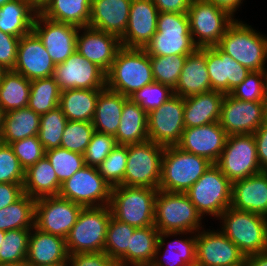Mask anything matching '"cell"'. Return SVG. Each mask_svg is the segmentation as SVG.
I'll return each mask as SVG.
<instances>
[{
    "label": "cell",
    "mask_w": 267,
    "mask_h": 266,
    "mask_svg": "<svg viewBox=\"0 0 267 266\" xmlns=\"http://www.w3.org/2000/svg\"><path fill=\"white\" fill-rule=\"evenodd\" d=\"M27 266H67V264H53V265H30V264H27Z\"/></svg>",
    "instance_id": "cell-67"
},
{
    "label": "cell",
    "mask_w": 267,
    "mask_h": 266,
    "mask_svg": "<svg viewBox=\"0 0 267 266\" xmlns=\"http://www.w3.org/2000/svg\"><path fill=\"white\" fill-rule=\"evenodd\" d=\"M210 90L211 83L206 65V47H202L187 55L173 91L174 95L187 98Z\"/></svg>",
    "instance_id": "cell-28"
},
{
    "label": "cell",
    "mask_w": 267,
    "mask_h": 266,
    "mask_svg": "<svg viewBox=\"0 0 267 266\" xmlns=\"http://www.w3.org/2000/svg\"><path fill=\"white\" fill-rule=\"evenodd\" d=\"M61 90L53 76L31 81L28 107L43 115L59 107Z\"/></svg>",
    "instance_id": "cell-41"
},
{
    "label": "cell",
    "mask_w": 267,
    "mask_h": 266,
    "mask_svg": "<svg viewBox=\"0 0 267 266\" xmlns=\"http://www.w3.org/2000/svg\"><path fill=\"white\" fill-rule=\"evenodd\" d=\"M253 135L261 170L267 172V126L262 124Z\"/></svg>",
    "instance_id": "cell-57"
},
{
    "label": "cell",
    "mask_w": 267,
    "mask_h": 266,
    "mask_svg": "<svg viewBox=\"0 0 267 266\" xmlns=\"http://www.w3.org/2000/svg\"><path fill=\"white\" fill-rule=\"evenodd\" d=\"M129 98L104 88L98 96L92 121L95 131L115 136L121 121L124 103Z\"/></svg>",
    "instance_id": "cell-30"
},
{
    "label": "cell",
    "mask_w": 267,
    "mask_h": 266,
    "mask_svg": "<svg viewBox=\"0 0 267 266\" xmlns=\"http://www.w3.org/2000/svg\"><path fill=\"white\" fill-rule=\"evenodd\" d=\"M264 125L267 126V102H264Z\"/></svg>",
    "instance_id": "cell-65"
},
{
    "label": "cell",
    "mask_w": 267,
    "mask_h": 266,
    "mask_svg": "<svg viewBox=\"0 0 267 266\" xmlns=\"http://www.w3.org/2000/svg\"><path fill=\"white\" fill-rule=\"evenodd\" d=\"M184 129V98L180 96L174 95L148 113V137L156 144L176 146Z\"/></svg>",
    "instance_id": "cell-15"
},
{
    "label": "cell",
    "mask_w": 267,
    "mask_h": 266,
    "mask_svg": "<svg viewBox=\"0 0 267 266\" xmlns=\"http://www.w3.org/2000/svg\"><path fill=\"white\" fill-rule=\"evenodd\" d=\"M206 65L211 90L229 94L251 72L218 46L206 47Z\"/></svg>",
    "instance_id": "cell-23"
},
{
    "label": "cell",
    "mask_w": 267,
    "mask_h": 266,
    "mask_svg": "<svg viewBox=\"0 0 267 266\" xmlns=\"http://www.w3.org/2000/svg\"><path fill=\"white\" fill-rule=\"evenodd\" d=\"M31 81L13 70L3 73L0 83V108L4 113L28 106Z\"/></svg>",
    "instance_id": "cell-39"
},
{
    "label": "cell",
    "mask_w": 267,
    "mask_h": 266,
    "mask_svg": "<svg viewBox=\"0 0 267 266\" xmlns=\"http://www.w3.org/2000/svg\"><path fill=\"white\" fill-rule=\"evenodd\" d=\"M229 266H250V264H249L247 257H245L242 261L229 265Z\"/></svg>",
    "instance_id": "cell-63"
},
{
    "label": "cell",
    "mask_w": 267,
    "mask_h": 266,
    "mask_svg": "<svg viewBox=\"0 0 267 266\" xmlns=\"http://www.w3.org/2000/svg\"><path fill=\"white\" fill-rule=\"evenodd\" d=\"M90 10L91 0H48L39 13L55 22L87 27Z\"/></svg>",
    "instance_id": "cell-36"
},
{
    "label": "cell",
    "mask_w": 267,
    "mask_h": 266,
    "mask_svg": "<svg viewBox=\"0 0 267 266\" xmlns=\"http://www.w3.org/2000/svg\"><path fill=\"white\" fill-rule=\"evenodd\" d=\"M266 71H251L229 94L237 100L264 102Z\"/></svg>",
    "instance_id": "cell-50"
},
{
    "label": "cell",
    "mask_w": 267,
    "mask_h": 266,
    "mask_svg": "<svg viewBox=\"0 0 267 266\" xmlns=\"http://www.w3.org/2000/svg\"><path fill=\"white\" fill-rule=\"evenodd\" d=\"M216 165L232 183L262 172L254 135L228 136Z\"/></svg>",
    "instance_id": "cell-12"
},
{
    "label": "cell",
    "mask_w": 267,
    "mask_h": 266,
    "mask_svg": "<svg viewBox=\"0 0 267 266\" xmlns=\"http://www.w3.org/2000/svg\"><path fill=\"white\" fill-rule=\"evenodd\" d=\"M10 146L24 170L45 156V150L38 136L15 141Z\"/></svg>",
    "instance_id": "cell-53"
},
{
    "label": "cell",
    "mask_w": 267,
    "mask_h": 266,
    "mask_svg": "<svg viewBox=\"0 0 267 266\" xmlns=\"http://www.w3.org/2000/svg\"><path fill=\"white\" fill-rule=\"evenodd\" d=\"M212 165L206 158L166 146L162 155L159 190L186 193Z\"/></svg>",
    "instance_id": "cell-4"
},
{
    "label": "cell",
    "mask_w": 267,
    "mask_h": 266,
    "mask_svg": "<svg viewBox=\"0 0 267 266\" xmlns=\"http://www.w3.org/2000/svg\"><path fill=\"white\" fill-rule=\"evenodd\" d=\"M25 170L12 147L0 142V183H24Z\"/></svg>",
    "instance_id": "cell-52"
},
{
    "label": "cell",
    "mask_w": 267,
    "mask_h": 266,
    "mask_svg": "<svg viewBox=\"0 0 267 266\" xmlns=\"http://www.w3.org/2000/svg\"><path fill=\"white\" fill-rule=\"evenodd\" d=\"M159 11L152 0H132L121 45L144 48L157 31Z\"/></svg>",
    "instance_id": "cell-22"
},
{
    "label": "cell",
    "mask_w": 267,
    "mask_h": 266,
    "mask_svg": "<svg viewBox=\"0 0 267 266\" xmlns=\"http://www.w3.org/2000/svg\"><path fill=\"white\" fill-rule=\"evenodd\" d=\"M159 12L187 13L191 0H152Z\"/></svg>",
    "instance_id": "cell-58"
},
{
    "label": "cell",
    "mask_w": 267,
    "mask_h": 266,
    "mask_svg": "<svg viewBox=\"0 0 267 266\" xmlns=\"http://www.w3.org/2000/svg\"><path fill=\"white\" fill-rule=\"evenodd\" d=\"M67 122L59 107L40 116L38 138L45 151L60 147Z\"/></svg>",
    "instance_id": "cell-43"
},
{
    "label": "cell",
    "mask_w": 267,
    "mask_h": 266,
    "mask_svg": "<svg viewBox=\"0 0 267 266\" xmlns=\"http://www.w3.org/2000/svg\"><path fill=\"white\" fill-rule=\"evenodd\" d=\"M187 14L192 39L198 48L217 46L235 21L228 11L207 0H191Z\"/></svg>",
    "instance_id": "cell-11"
},
{
    "label": "cell",
    "mask_w": 267,
    "mask_h": 266,
    "mask_svg": "<svg viewBox=\"0 0 267 266\" xmlns=\"http://www.w3.org/2000/svg\"><path fill=\"white\" fill-rule=\"evenodd\" d=\"M40 115L28 106L4 114L0 142L11 143L31 136H38Z\"/></svg>",
    "instance_id": "cell-34"
},
{
    "label": "cell",
    "mask_w": 267,
    "mask_h": 266,
    "mask_svg": "<svg viewBox=\"0 0 267 266\" xmlns=\"http://www.w3.org/2000/svg\"><path fill=\"white\" fill-rule=\"evenodd\" d=\"M136 227L111 216L104 251L111 259H120L130 247L131 235Z\"/></svg>",
    "instance_id": "cell-45"
},
{
    "label": "cell",
    "mask_w": 267,
    "mask_h": 266,
    "mask_svg": "<svg viewBox=\"0 0 267 266\" xmlns=\"http://www.w3.org/2000/svg\"><path fill=\"white\" fill-rule=\"evenodd\" d=\"M217 46L249 71H266L267 37L242 21L236 19Z\"/></svg>",
    "instance_id": "cell-6"
},
{
    "label": "cell",
    "mask_w": 267,
    "mask_h": 266,
    "mask_svg": "<svg viewBox=\"0 0 267 266\" xmlns=\"http://www.w3.org/2000/svg\"><path fill=\"white\" fill-rule=\"evenodd\" d=\"M127 145L117 144L112 152L98 166L99 174L112 187L124 185L127 166Z\"/></svg>",
    "instance_id": "cell-47"
},
{
    "label": "cell",
    "mask_w": 267,
    "mask_h": 266,
    "mask_svg": "<svg viewBox=\"0 0 267 266\" xmlns=\"http://www.w3.org/2000/svg\"><path fill=\"white\" fill-rule=\"evenodd\" d=\"M220 218L223 220L222 232L246 257L267 251V217L230 206Z\"/></svg>",
    "instance_id": "cell-5"
},
{
    "label": "cell",
    "mask_w": 267,
    "mask_h": 266,
    "mask_svg": "<svg viewBox=\"0 0 267 266\" xmlns=\"http://www.w3.org/2000/svg\"><path fill=\"white\" fill-rule=\"evenodd\" d=\"M186 57L187 55L149 56L154 81L174 89Z\"/></svg>",
    "instance_id": "cell-46"
},
{
    "label": "cell",
    "mask_w": 267,
    "mask_h": 266,
    "mask_svg": "<svg viewBox=\"0 0 267 266\" xmlns=\"http://www.w3.org/2000/svg\"><path fill=\"white\" fill-rule=\"evenodd\" d=\"M226 131L219 121L207 125L185 128L180 142L181 150L206 158L216 164L227 140Z\"/></svg>",
    "instance_id": "cell-19"
},
{
    "label": "cell",
    "mask_w": 267,
    "mask_h": 266,
    "mask_svg": "<svg viewBox=\"0 0 267 266\" xmlns=\"http://www.w3.org/2000/svg\"><path fill=\"white\" fill-rule=\"evenodd\" d=\"M32 229L35 231L30 232L29 235L25 263L30 265L67 264L69 253L66 247V239L43 232L35 226Z\"/></svg>",
    "instance_id": "cell-27"
},
{
    "label": "cell",
    "mask_w": 267,
    "mask_h": 266,
    "mask_svg": "<svg viewBox=\"0 0 267 266\" xmlns=\"http://www.w3.org/2000/svg\"><path fill=\"white\" fill-rule=\"evenodd\" d=\"M157 191L149 187H112L109 203L112 217L136 228L154 226Z\"/></svg>",
    "instance_id": "cell-2"
},
{
    "label": "cell",
    "mask_w": 267,
    "mask_h": 266,
    "mask_svg": "<svg viewBox=\"0 0 267 266\" xmlns=\"http://www.w3.org/2000/svg\"><path fill=\"white\" fill-rule=\"evenodd\" d=\"M177 234H184V232H164L159 233L156 254L150 266H190L196 264V234L193 237L174 240L168 244L163 261L159 260L158 253L164 245V238ZM157 259V260H156Z\"/></svg>",
    "instance_id": "cell-37"
},
{
    "label": "cell",
    "mask_w": 267,
    "mask_h": 266,
    "mask_svg": "<svg viewBox=\"0 0 267 266\" xmlns=\"http://www.w3.org/2000/svg\"><path fill=\"white\" fill-rule=\"evenodd\" d=\"M29 2L38 12L48 2V0H25Z\"/></svg>",
    "instance_id": "cell-61"
},
{
    "label": "cell",
    "mask_w": 267,
    "mask_h": 266,
    "mask_svg": "<svg viewBox=\"0 0 267 266\" xmlns=\"http://www.w3.org/2000/svg\"><path fill=\"white\" fill-rule=\"evenodd\" d=\"M165 147L147 140L127 145L124 185L159 190L161 162Z\"/></svg>",
    "instance_id": "cell-10"
},
{
    "label": "cell",
    "mask_w": 267,
    "mask_h": 266,
    "mask_svg": "<svg viewBox=\"0 0 267 266\" xmlns=\"http://www.w3.org/2000/svg\"><path fill=\"white\" fill-rule=\"evenodd\" d=\"M224 93L210 90L184 98L185 128L218 122Z\"/></svg>",
    "instance_id": "cell-29"
},
{
    "label": "cell",
    "mask_w": 267,
    "mask_h": 266,
    "mask_svg": "<svg viewBox=\"0 0 267 266\" xmlns=\"http://www.w3.org/2000/svg\"><path fill=\"white\" fill-rule=\"evenodd\" d=\"M4 72L5 70L0 66V83Z\"/></svg>",
    "instance_id": "cell-71"
},
{
    "label": "cell",
    "mask_w": 267,
    "mask_h": 266,
    "mask_svg": "<svg viewBox=\"0 0 267 266\" xmlns=\"http://www.w3.org/2000/svg\"><path fill=\"white\" fill-rule=\"evenodd\" d=\"M102 90L66 89L61 91L59 108L68 121L92 122Z\"/></svg>",
    "instance_id": "cell-33"
},
{
    "label": "cell",
    "mask_w": 267,
    "mask_h": 266,
    "mask_svg": "<svg viewBox=\"0 0 267 266\" xmlns=\"http://www.w3.org/2000/svg\"><path fill=\"white\" fill-rule=\"evenodd\" d=\"M264 81H265L264 102H267V70H266V79Z\"/></svg>",
    "instance_id": "cell-66"
},
{
    "label": "cell",
    "mask_w": 267,
    "mask_h": 266,
    "mask_svg": "<svg viewBox=\"0 0 267 266\" xmlns=\"http://www.w3.org/2000/svg\"><path fill=\"white\" fill-rule=\"evenodd\" d=\"M44 27H41L42 24ZM81 27L49 20L39 12L32 31L39 37L55 65L63 63L77 51V33Z\"/></svg>",
    "instance_id": "cell-17"
},
{
    "label": "cell",
    "mask_w": 267,
    "mask_h": 266,
    "mask_svg": "<svg viewBox=\"0 0 267 266\" xmlns=\"http://www.w3.org/2000/svg\"><path fill=\"white\" fill-rule=\"evenodd\" d=\"M153 82L150 58L143 48L122 46L106 72V88L128 98Z\"/></svg>",
    "instance_id": "cell-1"
},
{
    "label": "cell",
    "mask_w": 267,
    "mask_h": 266,
    "mask_svg": "<svg viewBox=\"0 0 267 266\" xmlns=\"http://www.w3.org/2000/svg\"><path fill=\"white\" fill-rule=\"evenodd\" d=\"M45 156L50 161L61 184L85 166L83 154L62 147L45 151Z\"/></svg>",
    "instance_id": "cell-44"
},
{
    "label": "cell",
    "mask_w": 267,
    "mask_h": 266,
    "mask_svg": "<svg viewBox=\"0 0 267 266\" xmlns=\"http://www.w3.org/2000/svg\"><path fill=\"white\" fill-rule=\"evenodd\" d=\"M111 189L97 167L85 165L61 184L58 195L83 208L102 207L109 205Z\"/></svg>",
    "instance_id": "cell-13"
},
{
    "label": "cell",
    "mask_w": 267,
    "mask_h": 266,
    "mask_svg": "<svg viewBox=\"0 0 267 266\" xmlns=\"http://www.w3.org/2000/svg\"><path fill=\"white\" fill-rule=\"evenodd\" d=\"M250 266H267V251L247 256Z\"/></svg>",
    "instance_id": "cell-60"
},
{
    "label": "cell",
    "mask_w": 267,
    "mask_h": 266,
    "mask_svg": "<svg viewBox=\"0 0 267 266\" xmlns=\"http://www.w3.org/2000/svg\"><path fill=\"white\" fill-rule=\"evenodd\" d=\"M38 11L25 0H13L0 7V30L21 38L32 31Z\"/></svg>",
    "instance_id": "cell-35"
},
{
    "label": "cell",
    "mask_w": 267,
    "mask_h": 266,
    "mask_svg": "<svg viewBox=\"0 0 267 266\" xmlns=\"http://www.w3.org/2000/svg\"><path fill=\"white\" fill-rule=\"evenodd\" d=\"M264 122V102L237 100L224 94L219 123L227 136L254 134Z\"/></svg>",
    "instance_id": "cell-18"
},
{
    "label": "cell",
    "mask_w": 267,
    "mask_h": 266,
    "mask_svg": "<svg viewBox=\"0 0 267 266\" xmlns=\"http://www.w3.org/2000/svg\"><path fill=\"white\" fill-rule=\"evenodd\" d=\"M111 216L109 205L82 208L66 238L69 255L103 252Z\"/></svg>",
    "instance_id": "cell-8"
},
{
    "label": "cell",
    "mask_w": 267,
    "mask_h": 266,
    "mask_svg": "<svg viewBox=\"0 0 267 266\" xmlns=\"http://www.w3.org/2000/svg\"><path fill=\"white\" fill-rule=\"evenodd\" d=\"M212 4L228 11L232 16L239 7L242 0H207Z\"/></svg>",
    "instance_id": "cell-59"
},
{
    "label": "cell",
    "mask_w": 267,
    "mask_h": 266,
    "mask_svg": "<svg viewBox=\"0 0 267 266\" xmlns=\"http://www.w3.org/2000/svg\"><path fill=\"white\" fill-rule=\"evenodd\" d=\"M0 266H27V264L22 263V264H9V265H0Z\"/></svg>",
    "instance_id": "cell-69"
},
{
    "label": "cell",
    "mask_w": 267,
    "mask_h": 266,
    "mask_svg": "<svg viewBox=\"0 0 267 266\" xmlns=\"http://www.w3.org/2000/svg\"><path fill=\"white\" fill-rule=\"evenodd\" d=\"M231 207L267 217V172L233 182Z\"/></svg>",
    "instance_id": "cell-26"
},
{
    "label": "cell",
    "mask_w": 267,
    "mask_h": 266,
    "mask_svg": "<svg viewBox=\"0 0 267 266\" xmlns=\"http://www.w3.org/2000/svg\"><path fill=\"white\" fill-rule=\"evenodd\" d=\"M31 230L33 231V229H15L5 232L0 245V265L26 262Z\"/></svg>",
    "instance_id": "cell-42"
},
{
    "label": "cell",
    "mask_w": 267,
    "mask_h": 266,
    "mask_svg": "<svg viewBox=\"0 0 267 266\" xmlns=\"http://www.w3.org/2000/svg\"><path fill=\"white\" fill-rule=\"evenodd\" d=\"M129 265H130L129 263L120 259H111L110 261V266H129Z\"/></svg>",
    "instance_id": "cell-62"
},
{
    "label": "cell",
    "mask_w": 267,
    "mask_h": 266,
    "mask_svg": "<svg viewBox=\"0 0 267 266\" xmlns=\"http://www.w3.org/2000/svg\"><path fill=\"white\" fill-rule=\"evenodd\" d=\"M4 237H5V232L0 230V245H1L2 240L4 239Z\"/></svg>",
    "instance_id": "cell-68"
},
{
    "label": "cell",
    "mask_w": 267,
    "mask_h": 266,
    "mask_svg": "<svg viewBox=\"0 0 267 266\" xmlns=\"http://www.w3.org/2000/svg\"><path fill=\"white\" fill-rule=\"evenodd\" d=\"M246 256L221 230L196 235V264L200 266H229Z\"/></svg>",
    "instance_id": "cell-20"
},
{
    "label": "cell",
    "mask_w": 267,
    "mask_h": 266,
    "mask_svg": "<svg viewBox=\"0 0 267 266\" xmlns=\"http://www.w3.org/2000/svg\"><path fill=\"white\" fill-rule=\"evenodd\" d=\"M53 77L60 90L106 87V72L75 51L63 63L55 65Z\"/></svg>",
    "instance_id": "cell-16"
},
{
    "label": "cell",
    "mask_w": 267,
    "mask_h": 266,
    "mask_svg": "<svg viewBox=\"0 0 267 266\" xmlns=\"http://www.w3.org/2000/svg\"><path fill=\"white\" fill-rule=\"evenodd\" d=\"M82 208L81 205L59 195L37 198L35 227L66 239Z\"/></svg>",
    "instance_id": "cell-14"
},
{
    "label": "cell",
    "mask_w": 267,
    "mask_h": 266,
    "mask_svg": "<svg viewBox=\"0 0 267 266\" xmlns=\"http://www.w3.org/2000/svg\"><path fill=\"white\" fill-rule=\"evenodd\" d=\"M94 131L92 122L68 121L63 132L60 147L84 154Z\"/></svg>",
    "instance_id": "cell-48"
},
{
    "label": "cell",
    "mask_w": 267,
    "mask_h": 266,
    "mask_svg": "<svg viewBox=\"0 0 267 266\" xmlns=\"http://www.w3.org/2000/svg\"><path fill=\"white\" fill-rule=\"evenodd\" d=\"M23 194V183H0V209L14 203Z\"/></svg>",
    "instance_id": "cell-56"
},
{
    "label": "cell",
    "mask_w": 267,
    "mask_h": 266,
    "mask_svg": "<svg viewBox=\"0 0 267 266\" xmlns=\"http://www.w3.org/2000/svg\"><path fill=\"white\" fill-rule=\"evenodd\" d=\"M159 233L155 226L136 228L131 235L130 247L120 260L132 266H150L156 254Z\"/></svg>",
    "instance_id": "cell-38"
},
{
    "label": "cell",
    "mask_w": 267,
    "mask_h": 266,
    "mask_svg": "<svg viewBox=\"0 0 267 266\" xmlns=\"http://www.w3.org/2000/svg\"><path fill=\"white\" fill-rule=\"evenodd\" d=\"M202 215L186 193L157 191L155 199L154 226L160 233L198 232Z\"/></svg>",
    "instance_id": "cell-7"
},
{
    "label": "cell",
    "mask_w": 267,
    "mask_h": 266,
    "mask_svg": "<svg viewBox=\"0 0 267 266\" xmlns=\"http://www.w3.org/2000/svg\"><path fill=\"white\" fill-rule=\"evenodd\" d=\"M36 199L23 194L17 201L0 209V230L32 229L35 226Z\"/></svg>",
    "instance_id": "cell-40"
},
{
    "label": "cell",
    "mask_w": 267,
    "mask_h": 266,
    "mask_svg": "<svg viewBox=\"0 0 267 266\" xmlns=\"http://www.w3.org/2000/svg\"><path fill=\"white\" fill-rule=\"evenodd\" d=\"M143 49L149 56L194 53L198 47L192 39L188 14L159 12L157 31Z\"/></svg>",
    "instance_id": "cell-3"
},
{
    "label": "cell",
    "mask_w": 267,
    "mask_h": 266,
    "mask_svg": "<svg viewBox=\"0 0 267 266\" xmlns=\"http://www.w3.org/2000/svg\"><path fill=\"white\" fill-rule=\"evenodd\" d=\"M81 29L85 31L81 36L77 33V52L107 72L122 47L121 40L89 26Z\"/></svg>",
    "instance_id": "cell-24"
},
{
    "label": "cell",
    "mask_w": 267,
    "mask_h": 266,
    "mask_svg": "<svg viewBox=\"0 0 267 266\" xmlns=\"http://www.w3.org/2000/svg\"><path fill=\"white\" fill-rule=\"evenodd\" d=\"M110 261L105 252L75 253L69 255L67 266H110Z\"/></svg>",
    "instance_id": "cell-55"
},
{
    "label": "cell",
    "mask_w": 267,
    "mask_h": 266,
    "mask_svg": "<svg viewBox=\"0 0 267 266\" xmlns=\"http://www.w3.org/2000/svg\"><path fill=\"white\" fill-rule=\"evenodd\" d=\"M61 183L50 161L44 156L25 170L23 191L32 198L58 195Z\"/></svg>",
    "instance_id": "cell-32"
},
{
    "label": "cell",
    "mask_w": 267,
    "mask_h": 266,
    "mask_svg": "<svg viewBox=\"0 0 267 266\" xmlns=\"http://www.w3.org/2000/svg\"><path fill=\"white\" fill-rule=\"evenodd\" d=\"M116 145L113 135L94 131L90 143L83 154L85 165L98 168Z\"/></svg>",
    "instance_id": "cell-51"
},
{
    "label": "cell",
    "mask_w": 267,
    "mask_h": 266,
    "mask_svg": "<svg viewBox=\"0 0 267 266\" xmlns=\"http://www.w3.org/2000/svg\"><path fill=\"white\" fill-rule=\"evenodd\" d=\"M132 0H91L88 26L121 39L126 31Z\"/></svg>",
    "instance_id": "cell-25"
},
{
    "label": "cell",
    "mask_w": 267,
    "mask_h": 266,
    "mask_svg": "<svg viewBox=\"0 0 267 266\" xmlns=\"http://www.w3.org/2000/svg\"><path fill=\"white\" fill-rule=\"evenodd\" d=\"M174 96V91L170 86L153 82L145 85L140 90H137L130 99L138 103L147 113L159 108L171 97Z\"/></svg>",
    "instance_id": "cell-49"
},
{
    "label": "cell",
    "mask_w": 267,
    "mask_h": 266,
    "mask_svg": "<svg viewBox=\"0 0 267 266\" xmlns=\"http://www.w3.org/2000/svg\"><path fill=\"white\" fill-rule=\"evenodd\" d=\"M55 64L39 37L31 31L18 43L15 72L32 81L53 76Z\"/></svg>",
    "instance_id": "cell-21"
},
{
    "label": "cell",
    "mask_w": 267,
    "mask_h": 266,
    "mask_svg": "<svg viewBox=\"0 0 267 266\" xmlns=\"http://www.w3.org/2000/svg\"><path fill=\"white\" fill-rule=\"evenodd\" d=\"M4 112L2 111V109L0 108V135L2 132V128H3V119H4Z\"/></svg>",
    "instance_id": "cell-64"
},
{
    "label": "cell",
    "mask_w": 267,
    "mask_h": 266,
    "mask_svg": "<svg viewBox=\"0 0 267 266\" xmlns=\"http://www.w3.org/2000/svg\"><path fill=\"white\" fill-rule=\"evenodd\" d=\"M19 40L20 38L0 30V66L5 71L14 70Z\"/></svg>",
    "instance_id": "cell-54"
},
{
    "label": "cell",
    "mask_w": 267,
    "mask_h": 266,
    "mask_svg": "<svg viewBox=\"0 0 267 266\" xmlns=\"http://www.w3.org/2000/svg\"><path fill=\"white\" fill-rule=\"evenodd\" d=\"M186 194L202 216L219 217L231 206L232 182L216 164H212Z\"/></svg>",
    "instance_id": "cell-9"
},
{
    "label": "cell",
    "mask_w": 267,
    "mask_h": 266,
    "mask_svg": "<svg viewBox=\"0 0 267 266\" xmlns=\"http://www.w3.org/2000/svg\"><path fill=\"white\" fill-rule=\"evenodd\" d=\"M13 0H0V7Z\"/></svg>",
    "instance_id": "cell-70"
},
{
    "label": "cell",
    "mask_w": 267,
    "mask_h": 266,
    "mask_svg": "<svg viewBox=\"0 0 267 266\" xmlns=\"http://www.w3.org/2000/svg\"><path fill=\"white\" fill-rule=\"evenodd\" d=\"M117 144L129 145L149 140L148 113L130 98L124 103L116 135Z\"/></svg>",
    "instance_id": "cell-31"
}]
</instances>
